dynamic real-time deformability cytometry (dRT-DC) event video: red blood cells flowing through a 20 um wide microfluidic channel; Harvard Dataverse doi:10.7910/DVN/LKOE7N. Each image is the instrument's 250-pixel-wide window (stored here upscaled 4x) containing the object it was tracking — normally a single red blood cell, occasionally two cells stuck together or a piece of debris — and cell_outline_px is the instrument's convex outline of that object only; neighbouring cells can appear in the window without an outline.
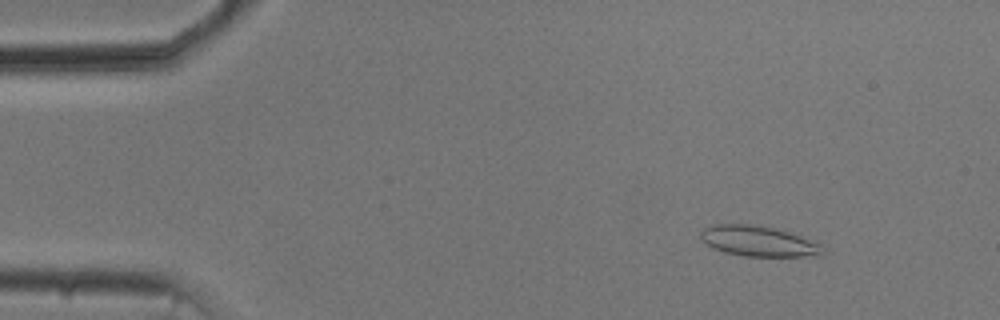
{"species": "common noctule bat (a hibernating species)", "species_latin": "Nyctalus noctula", "temperature_condition": "cold", "stored_images_in_passage": 53, "camera_frame_rate_fps": 3000, "um_per_image_px": 0.085, "animal": {"sex": "male", "body_mass_g": 20.5, "forearm_length_mm": 52.5}, "frame": {"image": 1, "passage_image": 6, "time_ms": 1.667, "image_size_px": [1000, 320], "cell_outline_px": [[824, 256], [744, 256], [724, 252], [712, 248], [700, 240], [700, 232], [704, 228], [712, 224], [752, 224], [772, 228], [788, 232], [800, 236], [820, 244]], "centroid_in_image_um": [64.41, 20.5], "position_along_channel_um": 20.6, "area_um2": 21.62}}
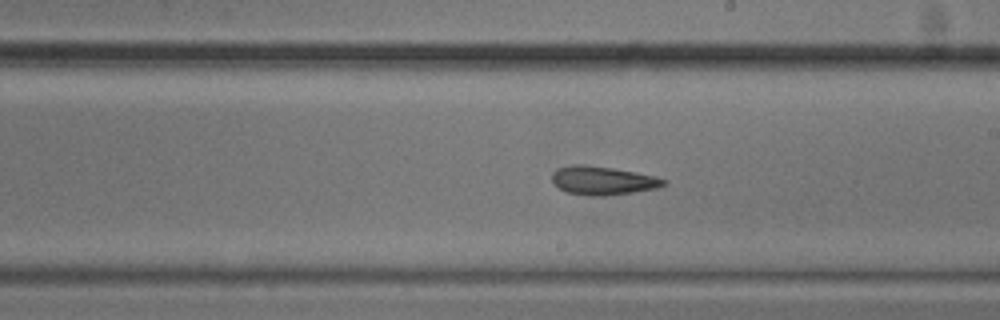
{"frame": {"image": 2, "passage_image": 30, "time_ms": 9.667, "image_size_px": [1000, 320], "cell_outline_px": [[668, 180], [664, 184], [656, 188], [632, 192], [604, 196], [588, 196], [564, 192], [552, 184], [552, 172], [556, 168], [572, 164], [584, 164], [612, 168], [652, 176]], "centroid_in_image_um": [51.12, 15.35], "position_along_channel_um": 237.9, "area_um2": 18.61}}
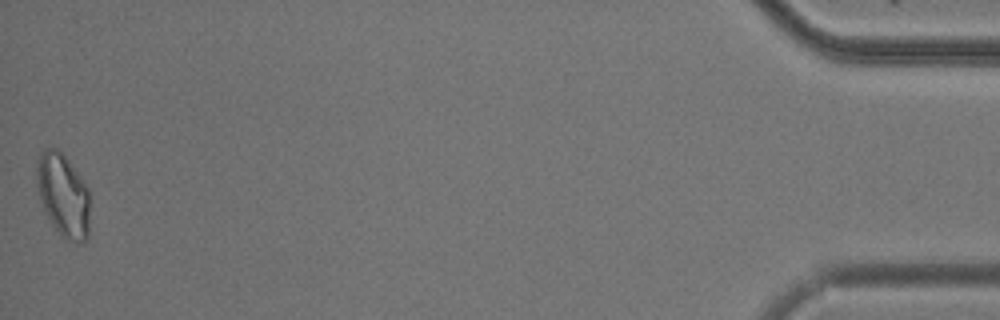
{"frame": {"image": 3, "passage_image": 53, "time_ms": 17.333, "image_size_px": [1000, 320], "cell_outline_px": [[88, 236], [84, 244], [76, 244], [60, 236], [52, 224], [40, 200], [36, 180], [36, 160], [40, 152], [44, 148], [56, 148], [68, 160], [88, 188]], "centroid_in_image_um": [5.35, 16.61], "position_along_channel_um": 429.9, "area_um2": 25.78}, "authors_computed_cell_mechanics": {"area_um2": 19.941, "velocity_mm_per_s": 3.7546, "shape_relaxation_time_tau1_ms": 6.1033, "shape_relaxation_time_tau2_ms": 4.1143, "deformation_change_tau1": 0.1431, "deformation_change_tau2": 0.123}}